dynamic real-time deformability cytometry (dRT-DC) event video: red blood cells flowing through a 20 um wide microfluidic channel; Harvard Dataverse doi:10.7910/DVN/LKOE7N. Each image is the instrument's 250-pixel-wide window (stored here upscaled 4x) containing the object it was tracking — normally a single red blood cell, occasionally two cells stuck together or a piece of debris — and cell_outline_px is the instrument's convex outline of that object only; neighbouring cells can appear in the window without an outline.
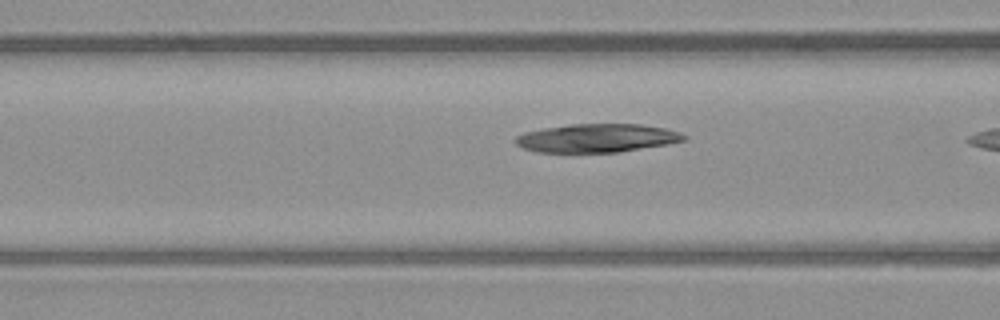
{"species": "common noctule bat (a hibernating species)", "species_latin": "Nyctalus noctula", "temperature_condition": "warm", "stored_images_in_passage": 6, "camera_frame_rate_fps": 3000, "um_per_image_px": 0.085, "animal": {"sex": "male", "body_mass_g": 23.1, "forearm_length_mm": 52.7}, "frame": {"image": 1, "passage_image": 5, "time_ms": 1.333, "image_size_px": [1000, 320], "cell_outline_px": [[688, 136], [684, 140], [668, 144], [616, 152], [536, 152], [524, 148], [516, 144], [512, 140], [516, 136], [524, 132], [544, 128], [572, 124], [640, 124], [664, 128], [680, 132]], "centroid_in_image_um": [50.71, 11.73], "position_along_channel_um": 115.9, "area_um2": 27.86}}